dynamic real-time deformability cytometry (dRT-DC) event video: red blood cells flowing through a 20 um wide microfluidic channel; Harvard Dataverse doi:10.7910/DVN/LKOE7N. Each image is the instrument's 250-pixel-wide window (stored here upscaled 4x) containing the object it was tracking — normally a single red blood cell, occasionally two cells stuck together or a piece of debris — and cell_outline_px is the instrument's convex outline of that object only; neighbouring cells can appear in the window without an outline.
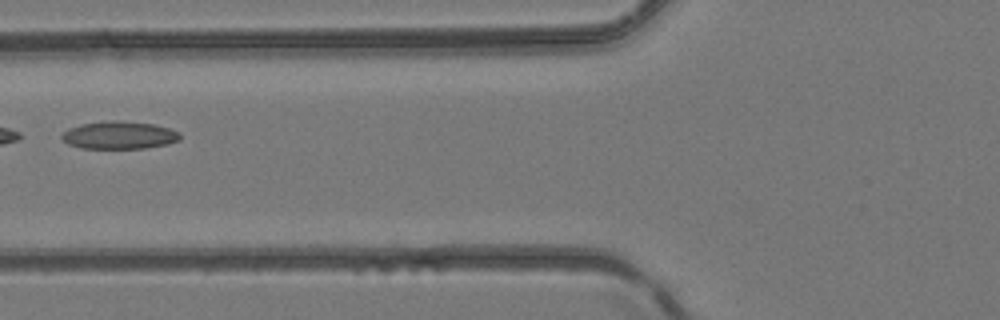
{"species": "common noctule bat (a hibernating species)", "species_latin": "Nyctalus noctula", "temperature_condition": "room temperature", "stored_images_in_passage": 5, "camera_frame_rate_fps": 3000, "um_per_image_px": 0.085, "animal": {"sex": "female", "body_mass_g": 24.6, "forearm_length_mm": 56.2}, "frame": {"image": 1, "passage_image": 5, "time_ms": 1.333, "image_size_px": [1000, 320], "cell_outline_px": [[180, 140], [168, 144], [144, 148], [80, 148], [68, 144], [60, 136], [68, 128], [80, 124], [108, 120], [116, 120], [152, 124], [168, 128], [180, 132]], "centroid_in_image_um": [10.12, 11.49], "position_along_channel_um": 115.7, "area_um2": 19.07}}